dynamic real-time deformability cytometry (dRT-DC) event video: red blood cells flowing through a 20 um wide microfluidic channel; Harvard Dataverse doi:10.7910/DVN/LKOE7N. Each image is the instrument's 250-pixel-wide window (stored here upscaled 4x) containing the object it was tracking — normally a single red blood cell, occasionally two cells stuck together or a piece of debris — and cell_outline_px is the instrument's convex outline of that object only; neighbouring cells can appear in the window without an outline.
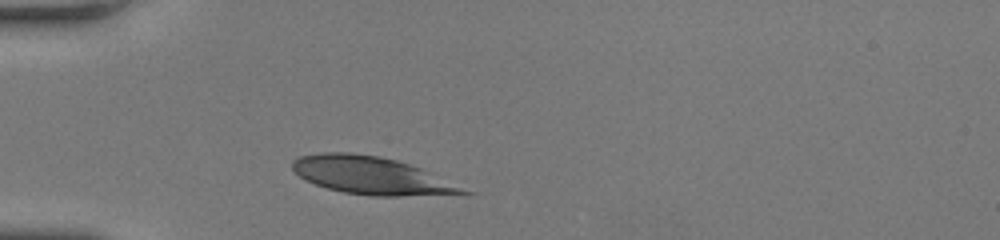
{"species": "human", "species_latin": "Homo sapiens", "temperature_condition": "room temperature", "stored_images_in_passage": 38, "camera_frame_rate_fps": 3000, "um_per_image_px": 0.085, "donor": {"sex": "female"}, "frame": {"image": 1, "passage_image": 3, "time_ms": 0.667, "image_size_px": [1000, 240], "cell_outline_px": [[476, 192], [400, 196], [372, 196], [344, 192], [328, 188], [316, 184], [300, 176], [292, 168], [292, 160], [300, 156], [324, 152], [352, 152], [380, 156], [396, 160], [432, 172]], "centroid_in_image_um": [31.59, 14.91], "position_along_channel_um": 53.4, "area_um2": 37.22}}
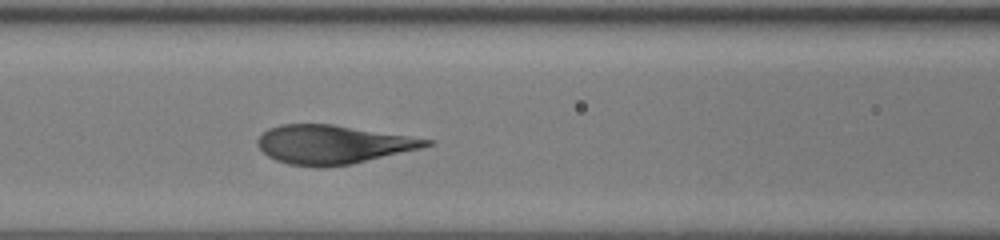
{"frame": {"image": 2, "passage_image": 11, "time_ms": 3.333, "image_size_px": [1000, 240], "cell_outline_px": [[436, 144], [420, 148], [352, 164], [320, 168], [288, 164], [276, 160], [268, 156], [256, 144], [256, 140], [268, 128], [280, 124], [332, 124], [436, 140]], "centroid_in_image_um": [28.29, 12.28], "position_along_channel_um": 138.3, "area_um2": 38.15}}
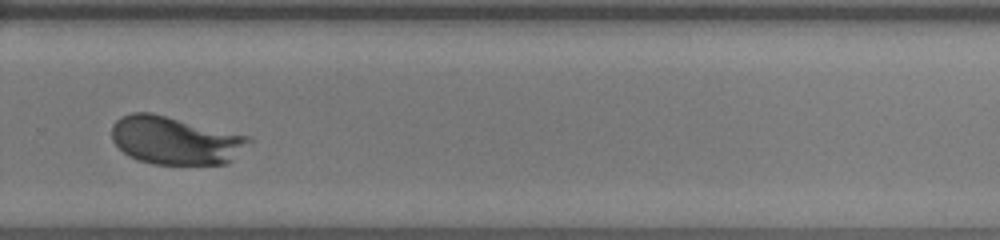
{"frame": {"image": 3, "passage_image": 25, "time_ms": 8.0, "image_size_px": [1000, 240], "cell_outline_px": [[252, 140], [228, 164], [152, 164], [128, 156], [112, 140], [112, 124], [120, 116], [132, 112], [152, 112], [252, 136]], "centroid_in_image_um": [14.91, 11.92], "position_along_channel_um": 314.9, "area_um2": 38.67}, "authors_computed_cell_mechanics": {"area_um2": 38.0613, "velocity_mm_per_s": 3.8, "shape_relaxation_time_tau1_ms": 2.5714, "shape_relaxation_time_tau2_ms": null, "deformation_change_tau1": 0.1804, "deformation_change_tau2": null}}